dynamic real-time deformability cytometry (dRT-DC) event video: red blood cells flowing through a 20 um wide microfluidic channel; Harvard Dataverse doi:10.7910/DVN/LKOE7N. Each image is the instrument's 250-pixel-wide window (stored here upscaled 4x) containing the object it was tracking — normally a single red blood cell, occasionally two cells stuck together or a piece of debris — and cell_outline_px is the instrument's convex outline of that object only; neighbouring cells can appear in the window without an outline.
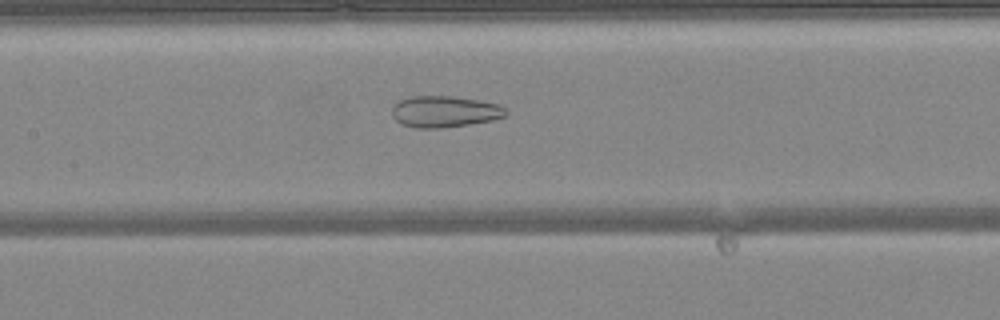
{"species": "common noctule bat (a hibernating species)", "species_latin": "Nyctalus noctula", "temperature_condition": "warm", "stored_images_in_passage": 39, "camera_frame_rate_fps": 3000, "um_per_image_px": 0.085, "animal": {"sex": "female", "body_mass_g": 24.6, "forearm_length_mm": 56.2}, "frame": {"image": 1, "passage_image": 14, "time_ms": 4.333, "image_size_px": [1000, 320], "cell_outline_px": [[508, 112], [504, 116], [492, 120], [468, 124], [440, 128], [416, 128], [400, 124], [392, 116], [392, 108], [400, 100], [412, 96], [452, 96], [480, 100], [496, 104], [504, 108]], "centroid_in_image_um": [37.76, 9.49], "position_along_channel_um": 169.6, "area_um2": 20.69}}
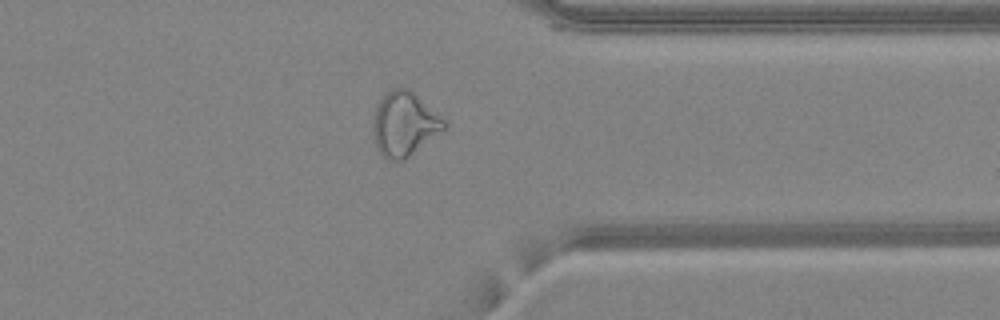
{"frame": {"image": 2, "passage_image": 29, "time_ms": 9.333, "image_size_px": [1000, 320], "cell_outline_px": [[448, 124], [444, 128], [404, 160], [388, 160], [380, 156], [376, 144], [372, 128], [372, 120], [376, 104], [392, 88], [408, 88], [444, 120]], "centroid_in_image_um": [34.3, 10.55], "position_along_channel_um": 377.1, "area_um2": 26.07}}
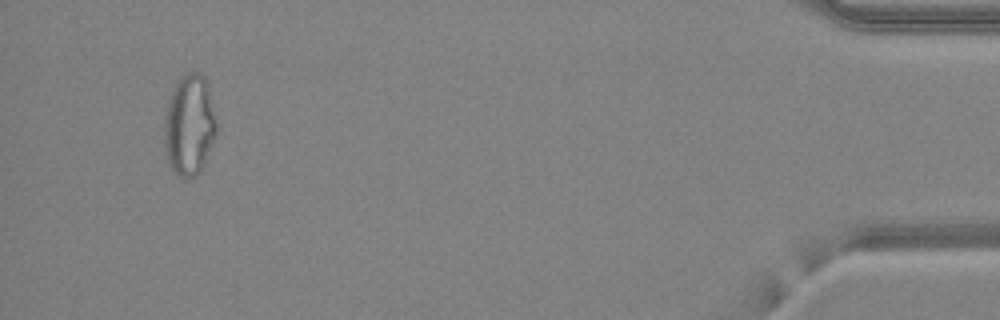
{"frame": {"image": 3, "passage_image": 37, "time_ms": 12.0, "image_size_px": [1000, 320], "cell_outline_px": [[216, 136], [204, 164], [200, 172], [196, 176], [184, 180], [168, 164], [164, 148], [164, 120], [168, 100], [176, 80], [188, 72], [200, 72], [208, 80], [216, 120]], "centroid_in_image_um": [16.1, 10.62], "position_along_channel_um": 419.1, "area_um2": 31.33}, "authors_computed_cell_mechanics": {"area_um2": 26.0678, "velocity_mm_per_s": 4.2717, "shape_relaxation_time_tau1_ms": null, "shape_relaxation_time_tau2_ms": 1.9059, "deformation_change_tau1": null, "deformation_change_tau2": 0.103}}